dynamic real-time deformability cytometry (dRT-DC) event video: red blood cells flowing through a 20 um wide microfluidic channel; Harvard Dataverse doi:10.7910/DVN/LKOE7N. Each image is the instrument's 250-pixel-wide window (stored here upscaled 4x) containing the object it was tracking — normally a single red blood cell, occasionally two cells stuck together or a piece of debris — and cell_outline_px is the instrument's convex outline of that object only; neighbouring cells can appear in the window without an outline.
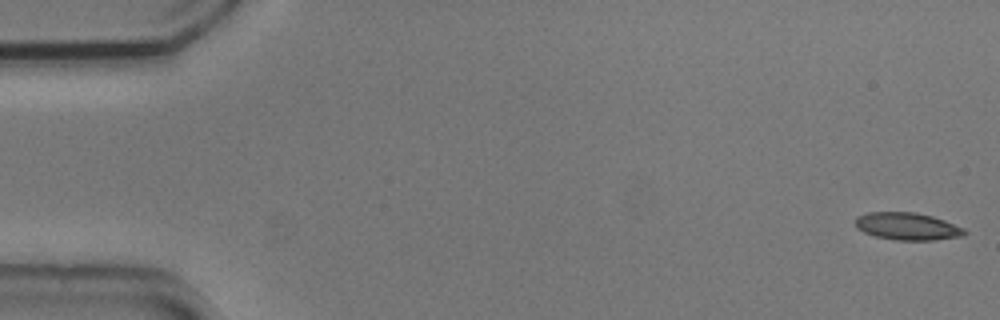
{"species": "common noctule bat (a hibernating species)", "species_latin": "Nyctalus noctula", "temperature_condition": "cold", "stored_images_in_passage": 5, "camera_frame_rate_fps": 3000, "um_per_image_px": 0.085, "animal": {"sex": "male", "body_mass_g": 20.5, "forearm_length_mm": 52.5}, "frame": {"image": 1, "passage_image": 1, "time_ms": 0.0, "image_size_px": [1000, 320], "cell_outline_px": [[968, 232], [964, 236], [936, 240], [896, 240], [876, 236], [864, 232], [856, 228], [856, 216], [868, 212], [916, 212], [932, 216], [944, 220], [964, 228]], "centroid_in_image_um": [77.15, 19.24], "position_along_channel_um": 7.9, "area_um2": 17.51}}
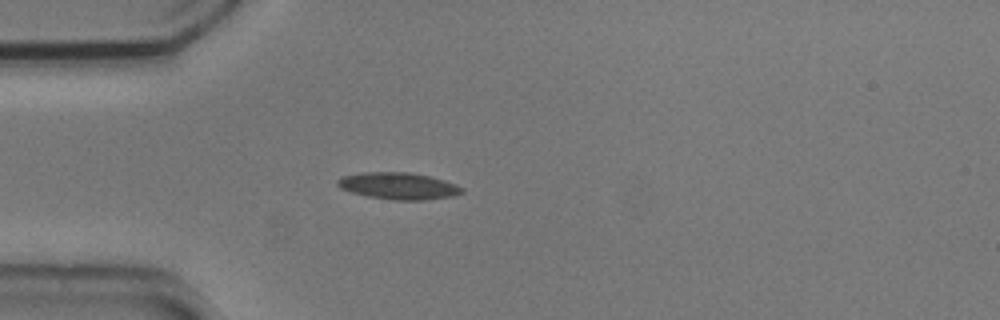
{"frame": {"image": 2, "passage_image": 5, "time_ms": 1.333, "image_size_px": [1000, 320], "cell_outline_px": [[464, 192], [452, 196], [424, 200], [392, 200], [368, 196], [352, 192], [340, 188], [336, 184], [336, 180], [340, 176], [364, 172], [408, 172], [428, 176], [444, 180], [456, 184], [464, 188]], "centroid_in_image_um": [33.85, 15.8], "position_along_channel_um": 51.1, "area_um2": 19.48}}